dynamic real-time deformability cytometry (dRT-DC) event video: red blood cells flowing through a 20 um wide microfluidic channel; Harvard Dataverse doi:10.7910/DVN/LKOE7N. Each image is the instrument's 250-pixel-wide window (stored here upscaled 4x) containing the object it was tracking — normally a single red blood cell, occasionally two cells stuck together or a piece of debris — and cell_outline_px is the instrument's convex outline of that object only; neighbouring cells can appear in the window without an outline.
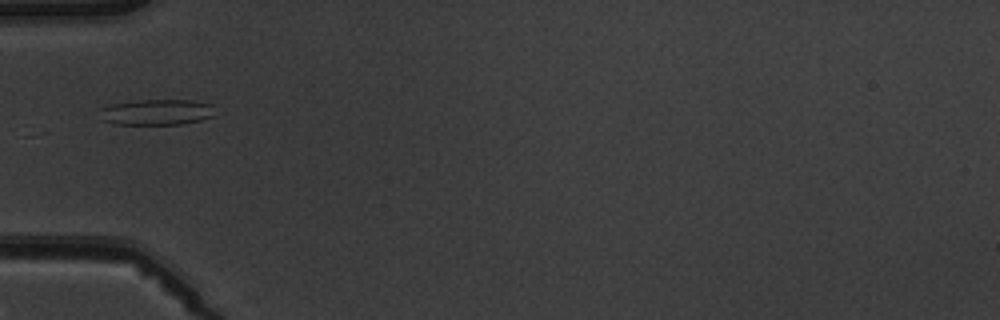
{"species": "common noctule bat (a hibernating species)", "species_latin": "Nyctalus noctula", "temperature_condition": "warm", "stored_images_in_passage": 5, "camera_frame_rate_fps": 3000, "um_per_image_px": 0.085, "animal": {"sex": "male", "body_mass_g": 19.5, "forearm_length_mm": 54.6}, "frame": {"image": 1, "passage_image": 5, "time_ms": 4.667, "image_size_px": [1000, 320], "cell_outline_px": [[212, 116], [200, 120], [180, 124], [116, 124], [100, 120], [100, 108], [112, 104], [140, 100], [192, 100], [212, 104]], "centroid_in_image_um": [13.26, 9.53], "position_along_channel_um": 71.7, "area_um2": 17.17}}